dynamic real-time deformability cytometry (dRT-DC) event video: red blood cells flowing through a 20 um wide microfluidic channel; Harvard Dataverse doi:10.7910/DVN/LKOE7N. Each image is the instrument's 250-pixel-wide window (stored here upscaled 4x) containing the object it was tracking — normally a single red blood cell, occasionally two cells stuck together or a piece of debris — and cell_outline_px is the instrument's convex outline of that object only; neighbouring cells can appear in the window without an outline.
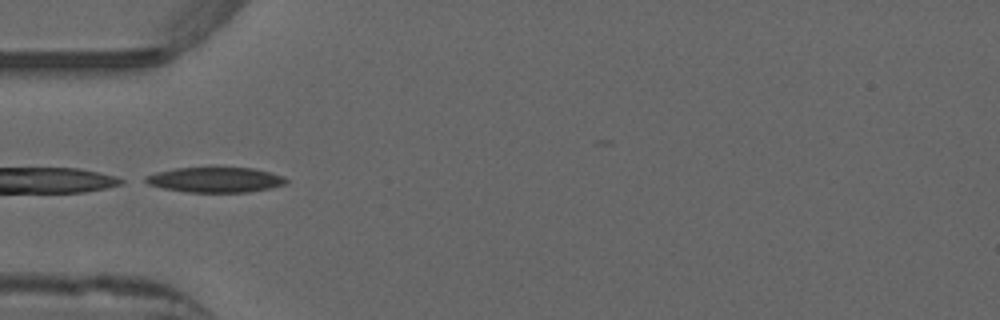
{"species": "common noctule bat (a hibernating species)", "species_latin": "Nyctalus noctula", "temperature_condition": "warm", "stored_images_in_passage": 22, "camera_frame_rate_fps": 3000, "um_per_image_px": 0.085, "animal": {"sex": "male", "forearm_length_mm": 52.5}, "frame": {"image": 1, "passage_image": 1, "time_ms": 0.0, "image_size_px": [1000, 320], "cell_outline_px": [[288, 180], [284, 184], [268, 188], [248, 192], [188, 192], [164, 188], [148, 184], [140, 180], [144, 176], [156, 172], [176, 168], [212, 164], [252, 168], [284, 176]], "centroid_in_image_um": [18.23, 15.22], "position_along_channel_um": 66.8, "area_um2": 21.56}}
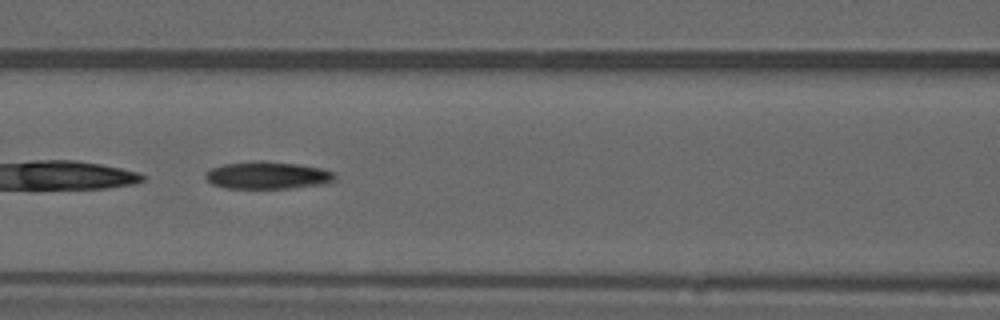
{"frame": {"image": 2, "passage_image": 7, "time_ms": 2.0, "image_size_px": [1000, 320], "cell_outline_px": [[336, 176], [328, 184], [288, 188], [224, 188], [212, 184], [204, 176], [212, 168], [224, 164], [256, 160], [264, 160], [300, 164], [320, 168], [336, 172]], "centroid_in_image_um": [22.78, 14.89], "position_along_channel_um": 143.8, "area_um2": 20.81}}
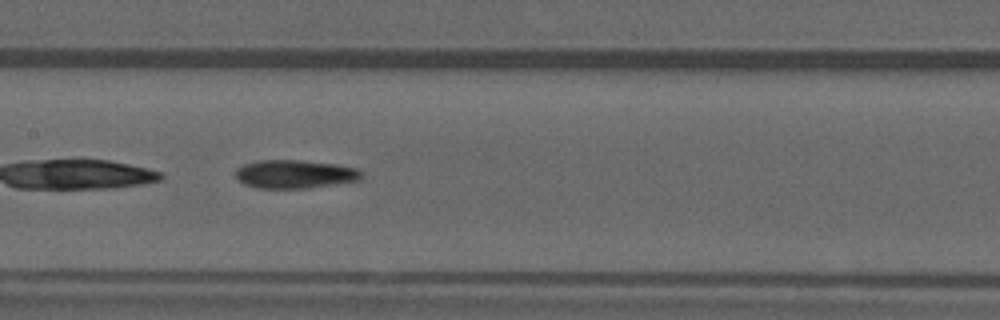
{"frame": {"image": 3, "passage_image": 10, "time_ms": 3.0, "image_size_px": [1000, 320], "cell_outline_px": [[364, 176], [360, 180], [336, 184], [308, 188], [256, 188], [244, 184], [236, 176], [236, 168], [244, 164], [256, 160], [296, 160], [336, 164], [356, 168]], "centroid_in_image_um": [25.06, 14.8], "position_along_channel_um": 182.3, "area_um2": 20.87}}